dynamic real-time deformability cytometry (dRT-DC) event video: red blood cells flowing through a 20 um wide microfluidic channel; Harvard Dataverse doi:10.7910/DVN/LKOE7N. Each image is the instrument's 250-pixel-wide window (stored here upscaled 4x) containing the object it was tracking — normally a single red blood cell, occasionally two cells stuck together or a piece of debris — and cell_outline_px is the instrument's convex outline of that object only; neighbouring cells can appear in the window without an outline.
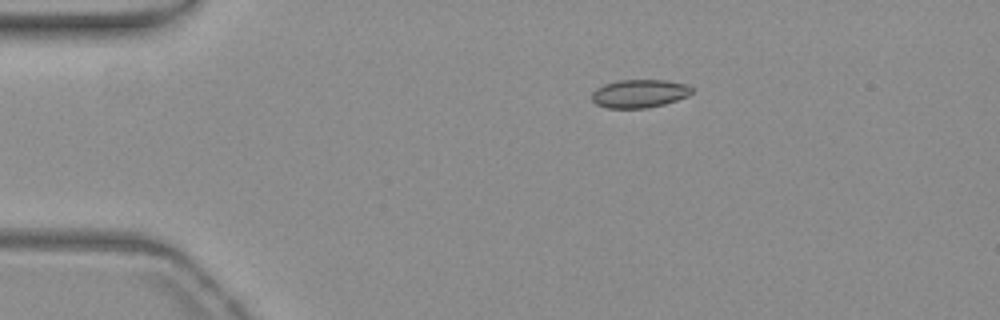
{"species": "common noctule bat (a hibernating species)", "species_latin": "Nyctalus noctula", "temperature_condition": "warm", "stored_images_in_passage": 45, "camera_frame_rate_fps": 3000, "um_per_image_px": 0.085, "animal": {"sex": "female", "body_mass_g": 19.3, "forearm_length_mm": 54.1}, "frame": {"image": 1, "passage_image": 1, "time_ms": 0.0, "image_size_px": [1000, 320], "cell_outline_px": [[692, 92], [688, 96], [664, 104], [644, 108], [608, 108], [596, 104], [592, 100], [592, 92], [596, 88], [604, 84], [620, 80], [664, 80], [688, 84], [692, 88]], "centroid_in_image_um": [54.34, 7.95], "position_along_channel_um": 30.7, "area_um2": 16.42}}
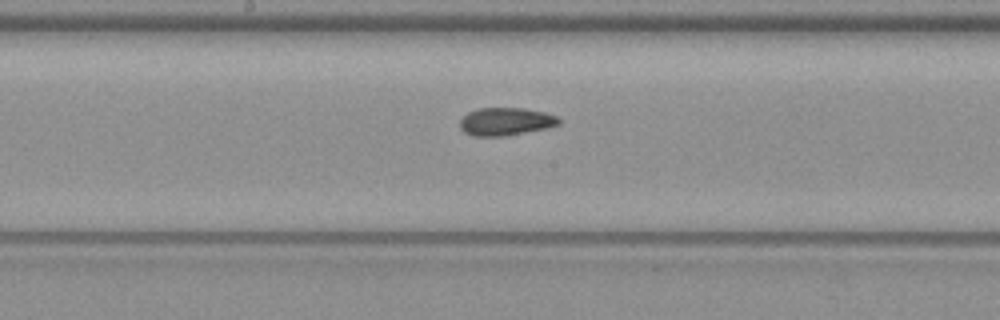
{"frame": {"image": 2, "passage_image": 19, "time_ms": 6.0, "image_size_px": [1000, 320], "cell_outline_px": [[560, 124], [544, 128], [524, 132], [500, 136], [472, 136], [464, 132], [460, 128], [460, 120], [468, 112], [476, 108], [524, 108], [544, 112], [560, 116]], "centroid_in_image_um": [42.97, 10.31], "position_along_channel_um": 205.2, "area_um2": 16.01}}
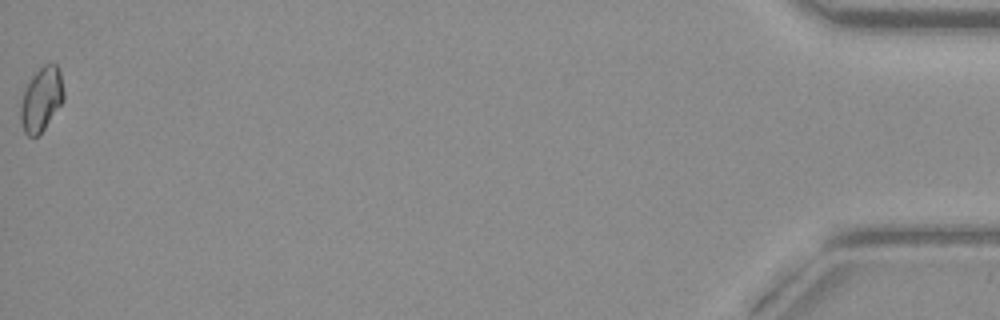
{"frame": {"image": 3, "passage_image": 45, "time_ms": 14.667, "image_size_px": [1000, 320], "cell_outline_px": [[64, 100], [44, 128], [36, 136], [28, 136], [24, 132], [20, 120], [20, 104], [24, 92], [32, 76], [44, 64], [56, 64], [60, 68], [64, 92]], "centroid_in_image_um": [3.52, 8.42], "position_along_channel_um": 431.7, "area_um2": 15.95}, "authors_computed_cell_mechanics": {"area_um2": 16.1262, "velocity_mm_per_s": 3.815, "shape_relaxation_time_tau1_ms": null, "shape_relaxation_time_tau2_ms": 1.8638, "deformation_change_tau1": null, "deformation_change_tau2": 0.0608}}